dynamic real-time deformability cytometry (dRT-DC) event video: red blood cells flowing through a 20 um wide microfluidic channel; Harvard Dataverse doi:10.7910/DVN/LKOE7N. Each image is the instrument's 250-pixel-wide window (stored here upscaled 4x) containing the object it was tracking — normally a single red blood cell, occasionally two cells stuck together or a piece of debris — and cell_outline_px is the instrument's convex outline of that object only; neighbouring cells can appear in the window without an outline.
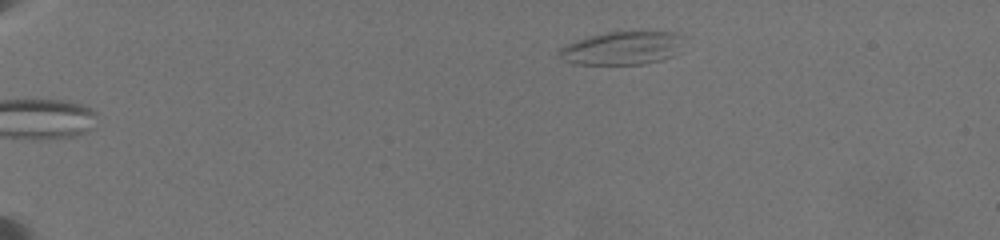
{"species": "common noctule bat (a hibernating species)", "species_latin": "Nyctalus noctula", "temperature_condition": "warm", "stored_images_in_passage": 26, "camera_frame_rate_fps": 3000, "um_per_image_px": 0.085, "animal": {"sex": "female", "body_mass_g": 19.5, "forearm_length_mm": 54.1}, "frame": {"image": 1, "passage_image": 1, "time_ms": 0.0, "image_size_px": [1000, 240], "cell_outline_px": [[684, 36], [672, 56], [660, 60], [644, 64], [572, 64], [564, 60], [560, 56], [560, 48], [576, 40], [588, 36], [608, 32], [672, 32]], "centroid_in_image_um": [52.84, 4.09], "position_along_channel_um": 32.2, "area_um2": 23.7}}
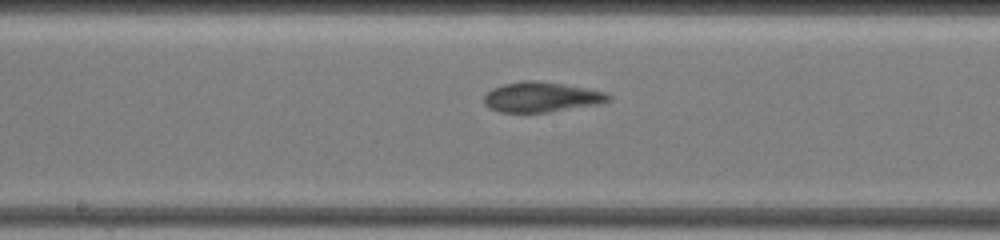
{"frame": {"image": 2, "passage_image": 13, "time_ms": 8.0, "image_size_px": [1000, 240], "cell_outline_px": [[612, 100], [596, 104], [548, 112], [500, 112], [488, 108], [484, 104], [484, 96], [492, 88], [504, 84], [524, 80], [536, 80], [564, 84], [608, 92], [612, 96]], "centroid_in_image_um": [46.02, 8.24], "position_along_channel_um": 202.2, "area_um2": 21.85}}
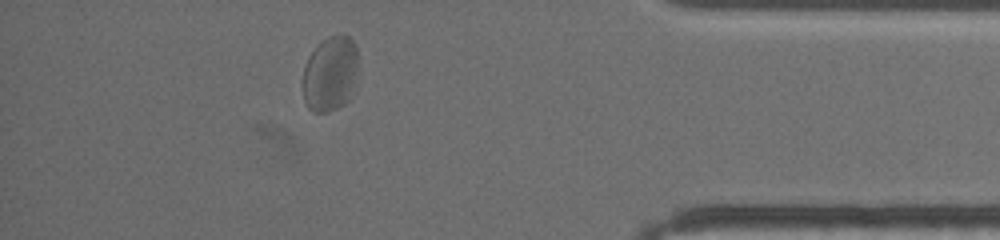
{"frame": {"image": 3, "passage_image": 23, "time_ms": 14.667, "image_size_px": [1000, 240], "cell_outline_px": [[356, 64], [348, 100], [344, 104], [328, 112], [316, 112], [308, 108], [304, 100], [304, 68], [308, 56], [316, 44], [328, 36], [348, 36], [356, 44]], "centroid_in_image_um": [28.02, 6.25], "position_along_channel_um": 407.2, "area_um2": 23.58}, "authors_computed_cell_mechanics": {"area_um2": 22.4842, "velocity_mm_per_s": 3.4761, "shape_relaxation_time_tau1_ms": 5.0366, "shape_relaxation_time_tau2_ms": 1.1431, "deformation_change_tau1": 0.1356, "deformation_change_tau2": 0.0636}}